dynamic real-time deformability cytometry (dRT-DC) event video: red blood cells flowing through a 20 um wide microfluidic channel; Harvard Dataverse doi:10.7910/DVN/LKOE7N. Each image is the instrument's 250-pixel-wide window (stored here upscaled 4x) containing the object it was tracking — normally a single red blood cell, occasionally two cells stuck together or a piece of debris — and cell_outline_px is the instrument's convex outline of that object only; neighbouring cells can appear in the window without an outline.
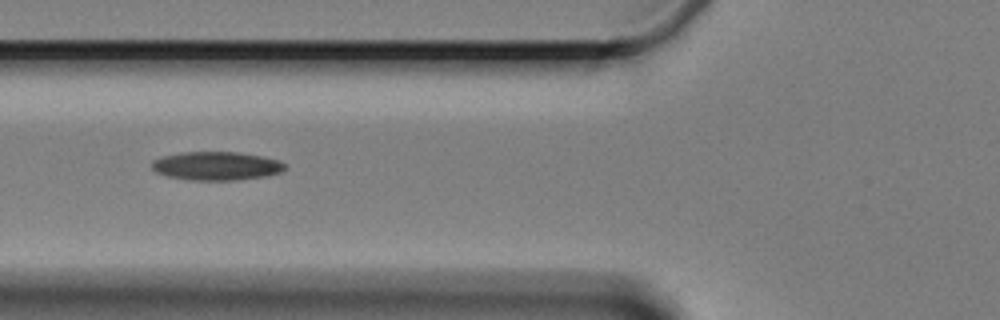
{"species": "Egyptian fruit bat (a non-hibernating species)", "species_latin": "Rousettus aegyptiacus", "temperature_condition": "cold", "stored_images_in_passage": 8, "camera_frame_rate_fps": 3000, "um_per_image_px": 0.085, "animal": {"sex": "female"}, "frame": {"image": 1, "passage_image": 5, "time_ms": 4.667, "image_size_px": [1000, 320], "cell_outline_px": [[288, 168], [280, 172], [264, 176], [236, 180], [192, 180], [168, 176], [156, 172], [152, 168], [152, 160], [164, 156], [180, 152], [240, 152], [264, 156], [280, 160]], "centroid_in_image_um": [18.42, 14.09], "position_along_channel_um": 107.4, "area_um2": 22.2}}
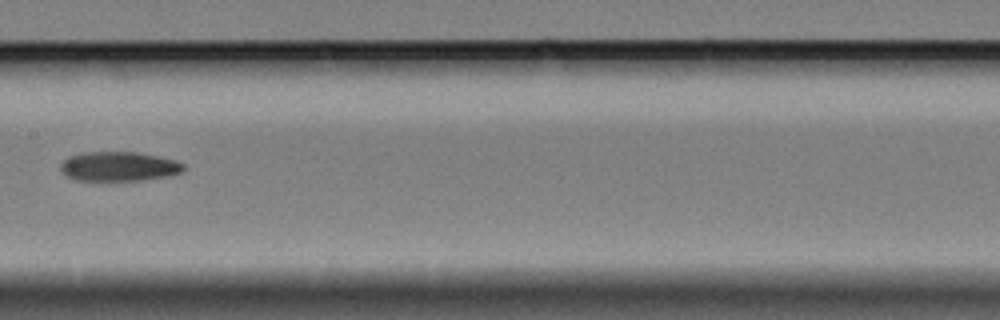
{"frame": {"image": 2, "passage_image": 7, "time_ms": 7.333, "image_size_px": [1000, 320], "cell_outline_px": [[184, 168], [180, 172], [168, 176], [140, 180], [76, 180], [68, 176], [60, 168], [60, 164], [68, 156], [84, 152], [136, 152], [176, 160], [184, 164]], "centroid_in_image_um": [10.09, 14.14], "position_along_channel_um": 197.3, "area_um2": 20.87}}
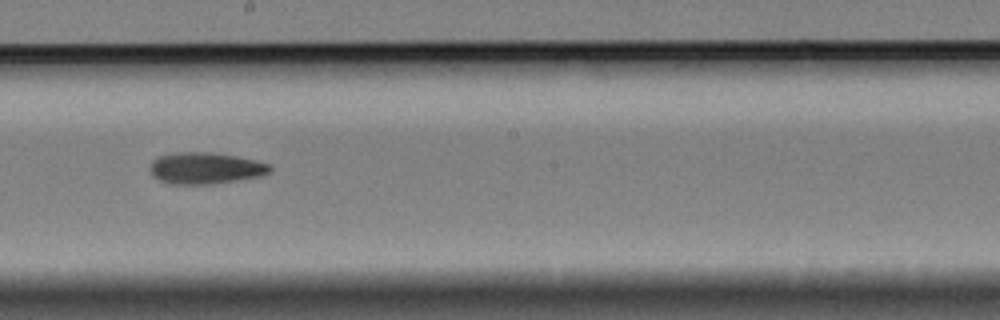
{"frame": {"image": 3, "passage_image": 8, "time_ms": 8.333, "image_size_px": [1000, 320], "cell_outline_px": [[272, 168], [268, 172], [260, 176], [212, 184], [168, 184], [152, 176], [152, 160], [160, 156], [176, 152], [212, 152], [236, 156], [256, 160], [268, 164]], "centroid_in_image_um": [17.45, 14.29], "position_along_channel_um": 230.7, "area_um2": 21.85}}